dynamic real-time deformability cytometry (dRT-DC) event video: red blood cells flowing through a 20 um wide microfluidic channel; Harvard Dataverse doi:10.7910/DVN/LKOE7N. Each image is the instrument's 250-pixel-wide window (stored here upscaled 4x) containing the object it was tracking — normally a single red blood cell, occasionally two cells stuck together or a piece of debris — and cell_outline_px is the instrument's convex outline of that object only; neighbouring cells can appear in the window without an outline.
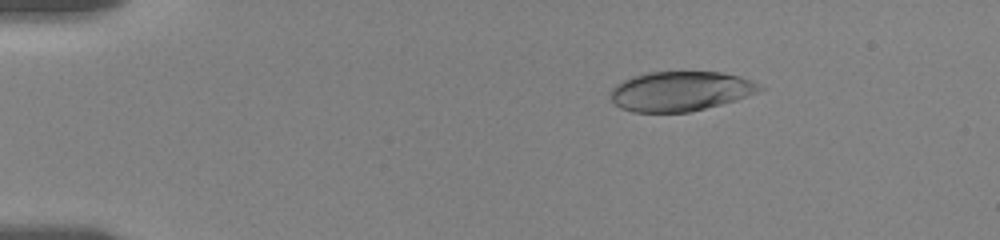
{"species": "human", "species_latin": "Homo sapiens", "temperature_condition": "room temperature", "stored_images_in_passage": 16, "camera_frame_rate_fps": 3000, "um_per_image_px": 0.085, "donor": {"sex": "female"}, "frame": {"image": 1, "passage_image": 6, "time_ms": 2.667, "image_size_px": [1000, 240], "cell_outline_px": [[764, 88], [756, 92], [736, 100], [688, 112], [632, 112], [620, 108], [612, 100], [608, 92], [616, 84], [632, 76], [648, 72], [720, 72], [740, 76], [752, 80]], "centroid_in_image_um": [57.79, 7.75], "position_along_channel_um": 27.2, "area_um2": 34.39}}
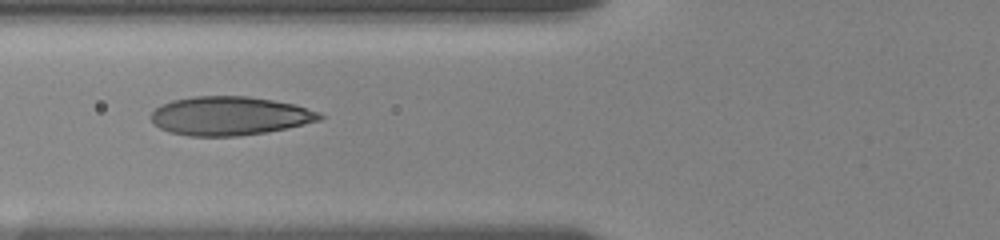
{"frame": {"image": 2, "passage_image": 12, "time_ms": 7.0, "image_size_px": [1000, 240], "cell_outline_px": [[324, 116], [320, 120], [304, 124], [264, 132], [236, 136], [188, 136], [172, 132], [160, 128], [152, 120], [152, 112], [160, 104], [172, 100], [192, 96], [248, 96], [296, 104], [320, 112]], "centroid_in_image_um": [19.53, 9.84], "position_along_channel_um": 106.3, "area_um2": 37.92}}
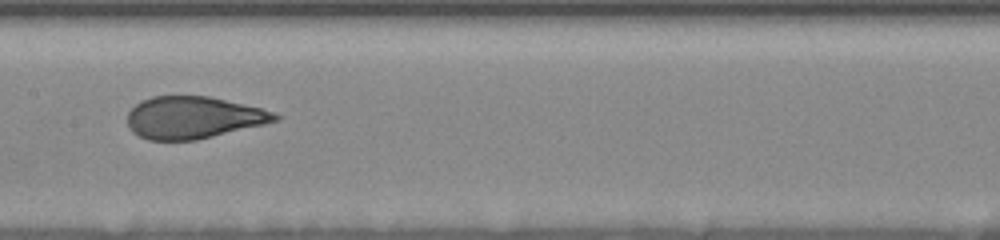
{"frame": {"image": 3, "passage_image": 15, "time_ms": 9.333, "image_size_px": [1000, 240], "cell_outline_px": [[280, 120], [264, 124], [196, 140], [148, 140], [132, 132], [128, 128], [128, 112], [140, 100], [152, 96], [208, 96], [260, 108], [272, 112], [280, 116]], "centroid_in_image_um": [16.39, 9.99], "position_along_channel_um": 191.0, "area_um2": 36.01}}